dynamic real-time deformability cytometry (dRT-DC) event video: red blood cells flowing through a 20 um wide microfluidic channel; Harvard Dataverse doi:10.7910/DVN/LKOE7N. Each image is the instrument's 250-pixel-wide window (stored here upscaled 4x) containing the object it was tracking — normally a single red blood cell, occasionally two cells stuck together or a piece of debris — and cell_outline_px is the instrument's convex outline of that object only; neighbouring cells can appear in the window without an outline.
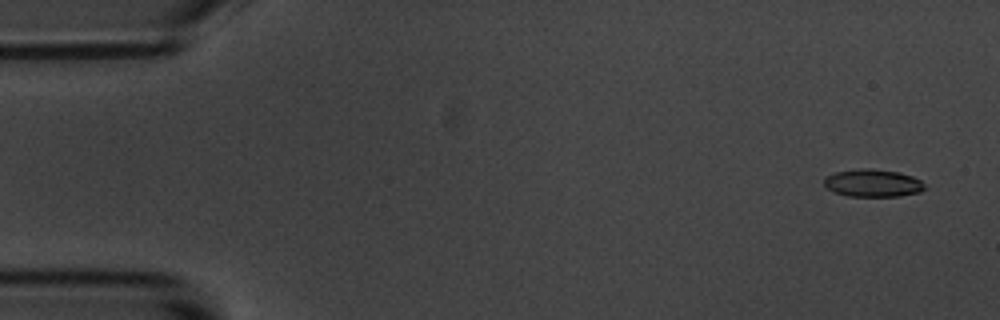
{"species": "common noctule bat (a hibernating species)", "species_latin": "Nyctalus noctula", "temperature_condition": "room temperature", "stored_images_in_passage": 5, "camera_frame_rate_fps": 3000, "um_per_image_px": 0.085, "animal": {"sex": "male", "body_mass_g": 20.1, "forearm_length_mm": 53.5}, "frame": {"image": 1, "passage_image": 1, "time_ms": 0.0, "image_size_px": [1000, 320], "cell_outline_px": [[924, 188], [920, 192], [900, 196], [848, 196], [832, 192], [824, 184], [824, 176], [836, 172], [860, 168], [868, 168], [896, 172], [912, 176], [920, 180], [924, 184]], "centroid_in_image_um": [74.15, 15.56], "position_along_channel_um": 10.8, "area_um2": 16.13}}
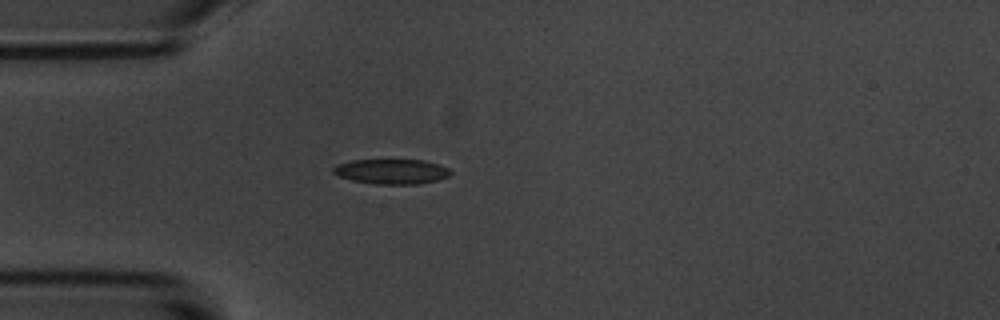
{"frame": {"image": 2, "passage_image": 5, "time_ms": 4.333, "image_size_px": [1000, 320], "cell_outline_px": [[452, 172], [448, 176], [436, 180], [416, 184], [376, 184], [352, 180], [336, 176], [332, 172], [332, 168], [336, 164], [352, 160], [424, 160], [440, 164], [448, 168]], "centroid_in_image_um": [33.24, 14.57], "position_along_channel_um": 51.8, "area_um2": 17.11}}